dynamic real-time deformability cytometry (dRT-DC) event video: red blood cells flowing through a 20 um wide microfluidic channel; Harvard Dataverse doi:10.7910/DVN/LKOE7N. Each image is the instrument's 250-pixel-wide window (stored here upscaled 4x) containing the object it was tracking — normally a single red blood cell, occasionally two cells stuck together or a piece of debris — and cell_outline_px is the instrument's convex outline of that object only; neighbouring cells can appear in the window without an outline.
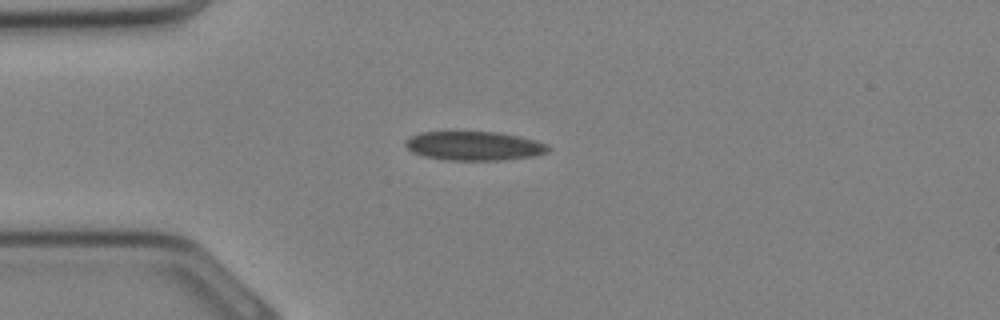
{"species": "Egyptian fruit bat (a non-hibernating species)", "species_latin": "Rousettus aegyptiacus", "temperature_condition": "cold", "stored_images_in_passage": 25, "camera_frame_rate_fps": 3000, "um_per_image_px": 0.085, "animal": {"sex": "female"}, "frame": {"image": 1, "passage_image": 1, "time_ms": 0.0, "image_size_px": [1000, 320], "cell_outline_px": [[552, 148], [548, 152], [532, 156], [504, 160], [444, 160], [424, 156], [412, 152], [404, 144], [404, 140], [420, 132], [500, 132], [520, 136], [548, 144]], "centroid_in_image_um": [40.31, 12.4], "position_along_channel_um": 44.7, "area_um2": 24.28}}
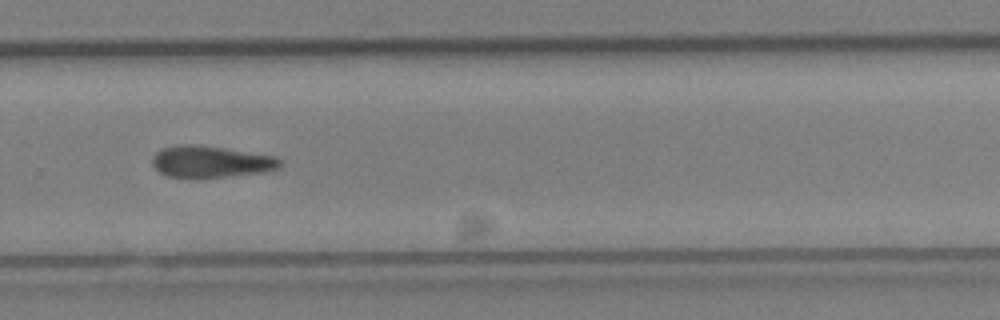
{"frame": {"image": 2, "passage_image": 15, "time_ms": 4.667, "image_size_px": [1000, 320], "cell_outline_px": [[284, 164], [280, 168], [264, 172], [224, 176], [168, 176], [160, 172], [152, 164], [152, 156], [156, 152], [164, 148], [188, 144], [224, 148], [276, 156]], "centroid_in_image_um": [17.98, 13.73], "position_along_channel_um": 311.8, "area_um2": 22.95}}
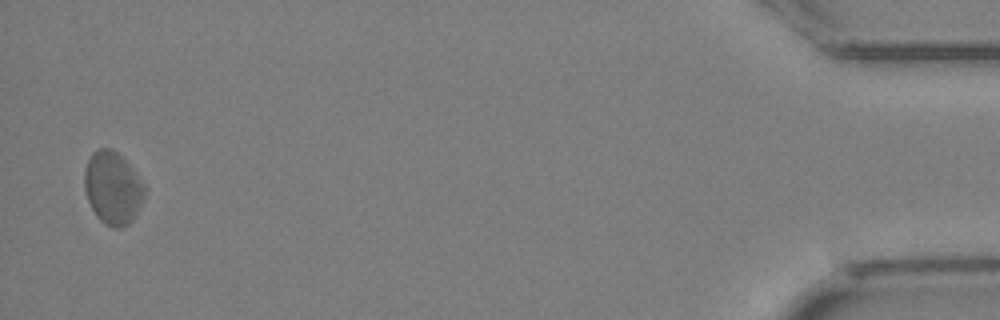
{"frame": {"image": 3, "passage_image": 25, "time_ms": 8.0, "image_size_px": [1000, 320], "cell_outline_px": [[144, 196], [132, 220], [128, 224], [120, 228], [112, 228], [104, 224], [96, 216], [88, 200], [84, 188], [84, 172], [88, 160], [92, 152], [100, 148], [112, 148], [128, 164], [144, 184]], "centroid_in_image_um": [9.55, 15.99], "position_along_channel_um": 425.6, "area_um2": 25.14}}